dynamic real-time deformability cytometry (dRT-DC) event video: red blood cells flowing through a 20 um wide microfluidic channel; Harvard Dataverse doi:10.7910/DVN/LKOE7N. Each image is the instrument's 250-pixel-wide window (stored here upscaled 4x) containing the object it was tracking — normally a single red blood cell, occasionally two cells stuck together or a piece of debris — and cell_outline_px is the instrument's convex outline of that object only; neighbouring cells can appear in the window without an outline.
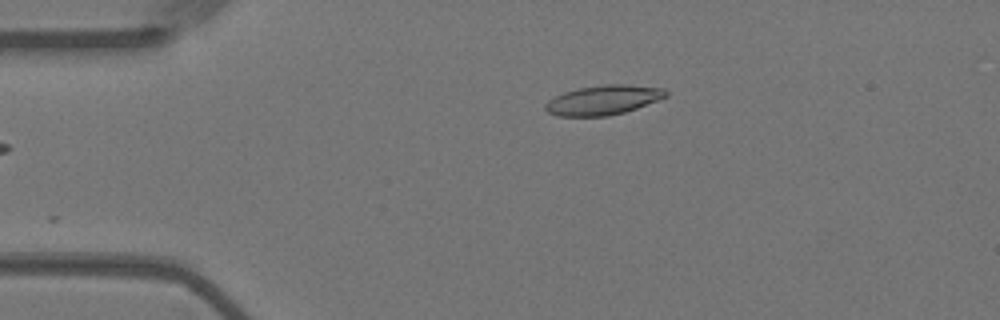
{"species": "Egyptian fruit bat (a non-hibernating species)", "species_latin": "Rousettus aegyptiacus", "temperature_condition": "warm", "stored_images_in_passage": 27, "camera_frame_rate_fps": 3000, "um_per_image_px": 0.085, "animal": {"sex": "female"}, "frame": {"image": 1, "passage_image": 7, "time_ms": 2.0, "image_size_px": [1000, 320], "cell_outline_px": [[668, 96], [636, 108], [624, 112], [608, 116], [556, 116], [548, 112], [544, 108], [544, 104], [548, 100], [564, 92], [580, 88], [604, 84], [624, 84], [664, 88], [668, 92]], "centroid_in_image_um": [51.27, 8.5], "position_along_channel_um": 33.7, "area_um2": 20.69}}
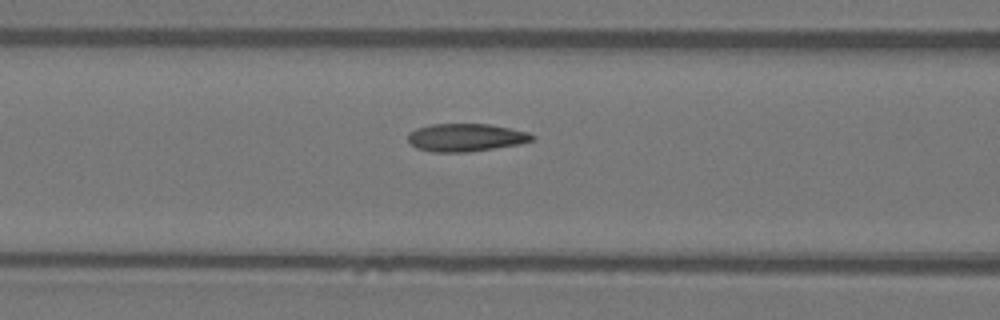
{"frame": {"image": 2, "passage_image": 18, "time_ms": 5.667, "image_size_px": [1000, 320], "cell_outline_px": [[536, 136], [532, 140], [520, 144], [468, 152], [432, 152], [416, 148], [408, 140], [408, 132], [416, 128], [432, 124], [488, 124], [528, 132]], "centroid_in_image_um": [39.57, 11.69], "position_along_channel_um": 127.0, "area_um2": 20.11}}
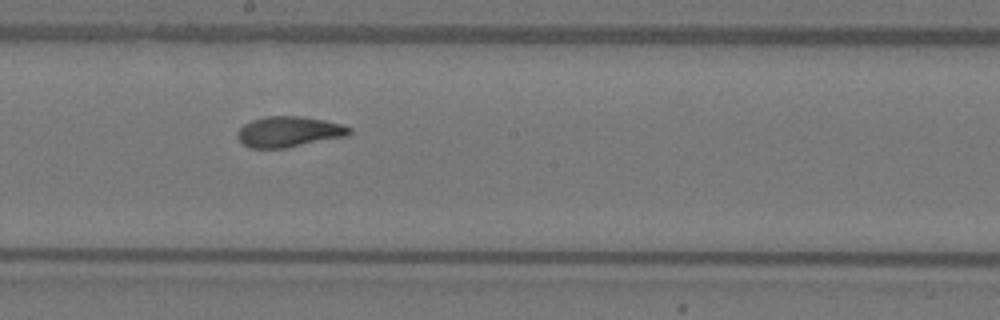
{"frame": {"image": 3, "passage_image": 26, "time_ms": 8.333, "image_size_px": [1000, 320], "cell_outline_px": [[352, 132], [348, 136], [284, 148], [248, 148], [236, 136], [236, 132], [244, 124], [252, 120], [264, 116], [304, 116], [344, 124], [352, 128]], "centroid_in_image_um": [24.57, 11.19], "position_along_channel_um": 223.6, "area_um2": 20.17}}